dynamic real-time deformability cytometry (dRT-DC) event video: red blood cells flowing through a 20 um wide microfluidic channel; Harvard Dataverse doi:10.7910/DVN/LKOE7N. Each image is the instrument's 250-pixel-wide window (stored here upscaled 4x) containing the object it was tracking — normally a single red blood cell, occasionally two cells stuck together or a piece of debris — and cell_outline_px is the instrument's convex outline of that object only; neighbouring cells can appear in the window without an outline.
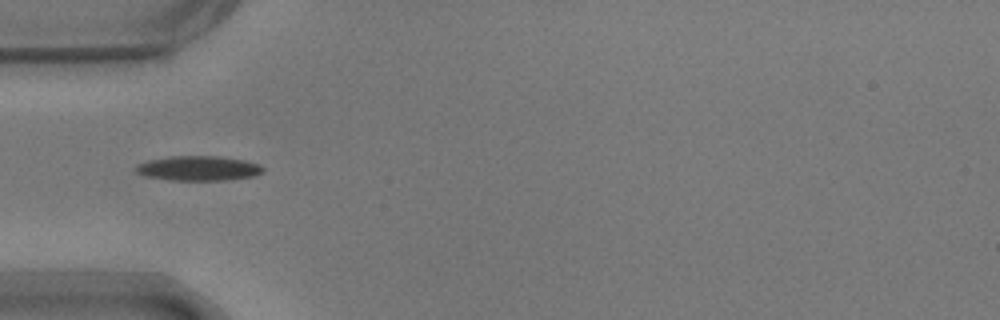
{"species": "common noctule bat (a hibernating species)", "species_latin": "Nyctalus noctula", "temperature_condition": "warm", "stored_images_in_passage": 38, "camera_frame_rate_fps": 3000, "um_per_image_px": 0.085, "animal": {"sex": "male", "body_mass_g": 17.9}, "frame": {"image": 1, "passage_image": 1, "time_ms": 0.0, "image_size_px": [1000, 320], "cell_outline_px": [[264, 172], [256, 176], [224, 180], [172, 180], [148, 176], [136, 172], [136, 164], [148, 160], [172, 156], [220, 156], [244, 160], [260, 164], [264, 168]], "centroid_in_image_um": [16.92, 14.3], "position_along_channel_um": 68.1, "area_um2": 18.32}}
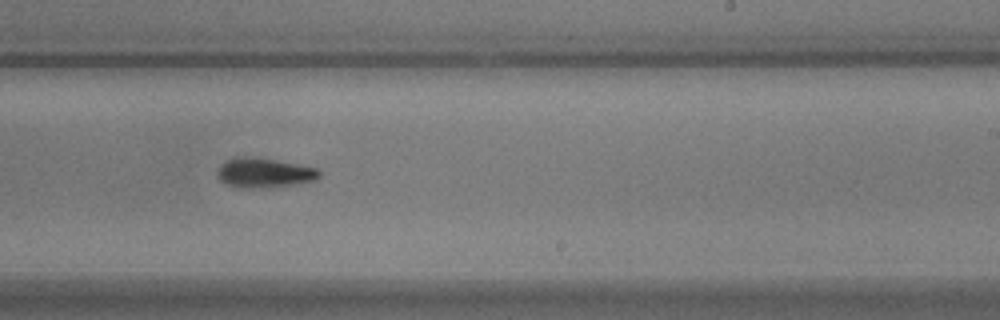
{"frame": {"image": 2, "passage_image": 17, "time_ms": 5.333, "image_size_px": [1000, 320], "cell_outline_px": [[320, 176], [316, 180], [292, 184], [228, 184], [220, 180], [216, 172], [220, 164], [236, 156], [256, 156], [320, 168]], "centroid_in_image_um": [22.51, 14.58], "position_along_channel_um": 266.5, "area_um2": 16.59}}
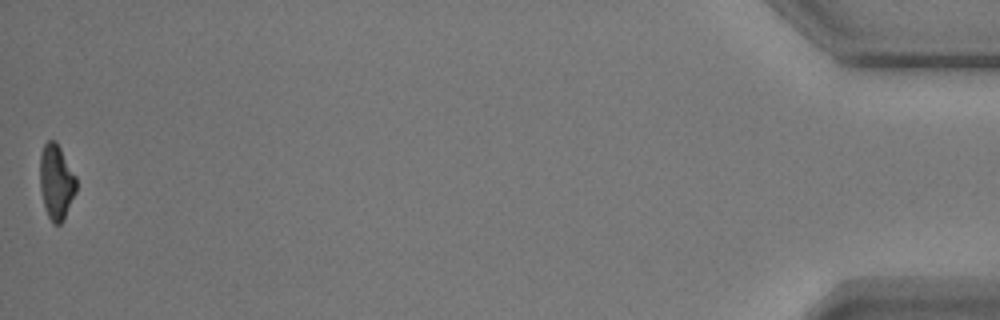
{"frame": {"image": 3, "passage_image": 38, "time_ms": 12.333, "image_size_px": [1000, 320], "cell_outline_px": [[76, 192], [64, 220], [60, 224], [56, 224], [48, 216], [44, 204], [40, 188], [40, 156], [44, 144], [48, 140], [56, 140], [76, 176]], "centroid_in_image_um": [4.79, 15.44], "position_along_channel_um": 430.4, "area_um2": 15.84}, "authors_computed_cell_mechanics": {"area_um2": 17.2244, "velocity_mm_per_s": 3.7187, "shape_relaxation_time_tau1_ms": 3.4669, "shape_relaxation_time_tau2_ms": 8.8746, "deformation_change_tau1": 0.1336, "deformation_change_tau2": 0.1758}}